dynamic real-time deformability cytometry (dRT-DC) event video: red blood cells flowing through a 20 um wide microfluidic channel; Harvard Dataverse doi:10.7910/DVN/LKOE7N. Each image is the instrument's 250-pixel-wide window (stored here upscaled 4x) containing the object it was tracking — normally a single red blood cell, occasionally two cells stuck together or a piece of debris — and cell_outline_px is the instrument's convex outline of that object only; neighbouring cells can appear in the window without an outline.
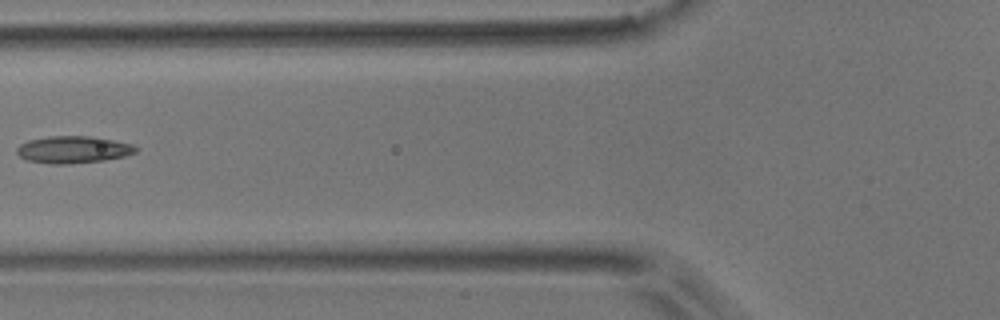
{"species": "common noctule bat (a hibernating species)", "species_latin": "Nyctalus noctula", "temperature_condition": "room temperature", "stored_images_in_passage": 6, "camera_frame_rate_fps": 3000, "um_per_image_px": 0.085, "animal": {"sex": "male", "body_mass_g": 17.9}, "frame": {"image": 1, "passage_image": 5, "time_ms": 1.333, "image_size_px": [1000, 320], "cell_outline_px": [[140, 148], [136, 152], [124, 156], [104, 160], [68, 164], [52, 164], [28, 160], [20, 156], [16, 152], [16, 148], [20, 144], [28, 140], [48, 136], [88, 136], [112, 140], [132, 144]], "centroid_in_image_um": [6.22, 12.71], "position_along_channel_um": 119.6, "area_um2": 18.73}}
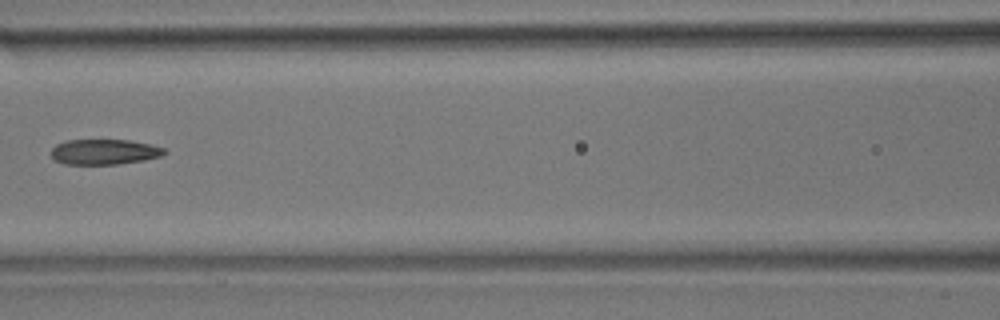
{"frame": {"image": 2, "passage_image": 6, "time_ms": 1.667, "image_size_px": [1000, 320], "cell_outline_px": [[168, 152], [160, 156], [144, 160], [116, 164], [64, 164], [52, 160], [52, 148], [56, 144], [68, 140], [128, 140], [148, 144], [164, 148]], "centroid_in_image_um": [8.83, 12.91], "position_along_channel_um": 157.8, "area_um2": 16.65}}